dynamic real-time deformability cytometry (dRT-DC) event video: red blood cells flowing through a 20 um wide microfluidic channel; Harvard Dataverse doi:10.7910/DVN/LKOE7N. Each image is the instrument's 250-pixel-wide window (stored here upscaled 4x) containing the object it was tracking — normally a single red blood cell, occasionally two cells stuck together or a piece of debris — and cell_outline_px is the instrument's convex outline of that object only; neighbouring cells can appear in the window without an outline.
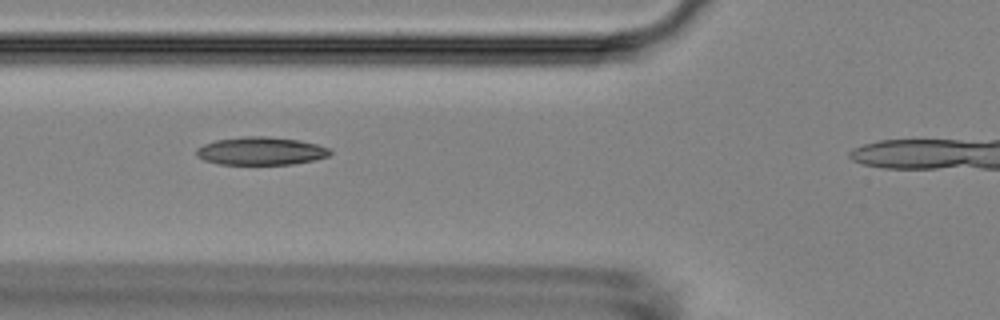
{"species": "Egyptian fruit bat (a non-hibernating species)", "species_latin": "Rousettus aegyptiacus", "temperature_condition": "room temperature", "stored_images_in_passage": 36, "camera_frame_rate_fps": 3000, "um_per_image_px": 0.085, "animal": {"sex": "female"}, "frame": {"image": 1, "passage_image": 11, "time_ms": 3.333, "image_size_px": [1000, 320], "cell_outline_px": [[332, 152], [328, 156], [316, 160], [292, 164], [220, 164], [204, 160], [196, 156], [196, 148], [204, 144], [216, 140], [244, 136], [268, 136], [300, 140], [316, 144], [328, 148]], "centroid_in_image_um": [22.17, 12.83], "position_along_channel_um": 103.6, "area_um2": 21.85}}
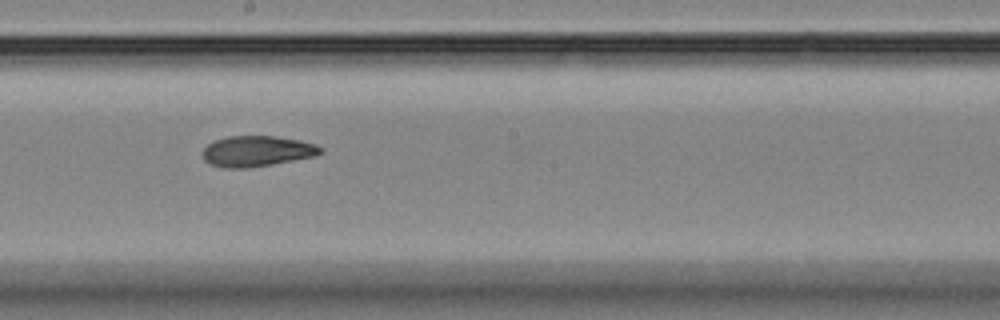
{"frame": {"image": 2, "passage_image": 21, "time_ms": 6.667, "image_size_px": [1000, 320], "cell_outline_px": [[324, 152], [316, 156], [272, 164], [248, 168], [224, 168], [208, 164], [200, 156], [200, 152], [208, 144], [216, 140], [228, 136], [276, 136], [300, 140], [316, 144], [324, 148]], "centroid_in_image_um": [21.83, 12.85], "position_along_channel_um": 226.4, "area_um2": 21.44}}
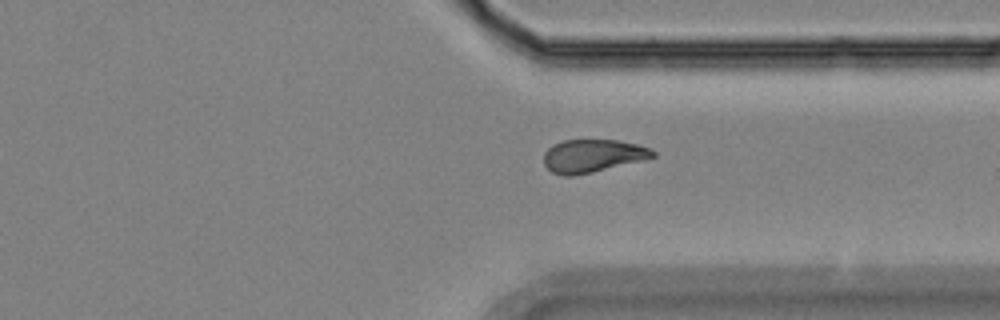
{"frame": {"image": 3, "passage_image": 32, "time_ms": 10.333, "image_size_px": [1000, 320], "cell_outline_px": [[656, 156], [644, 160], [592, 172], [572, 176], [564, 176], [552, 172], [544, 164], [544, 152], [552, 144], [564, 140], [616, 140], [636, 144], [652, 148], [656, 152]], "centroid_in_image_um": [50.38, 13.24], "position_along_channel_um": 361.0, "area_um2": 20.98}}